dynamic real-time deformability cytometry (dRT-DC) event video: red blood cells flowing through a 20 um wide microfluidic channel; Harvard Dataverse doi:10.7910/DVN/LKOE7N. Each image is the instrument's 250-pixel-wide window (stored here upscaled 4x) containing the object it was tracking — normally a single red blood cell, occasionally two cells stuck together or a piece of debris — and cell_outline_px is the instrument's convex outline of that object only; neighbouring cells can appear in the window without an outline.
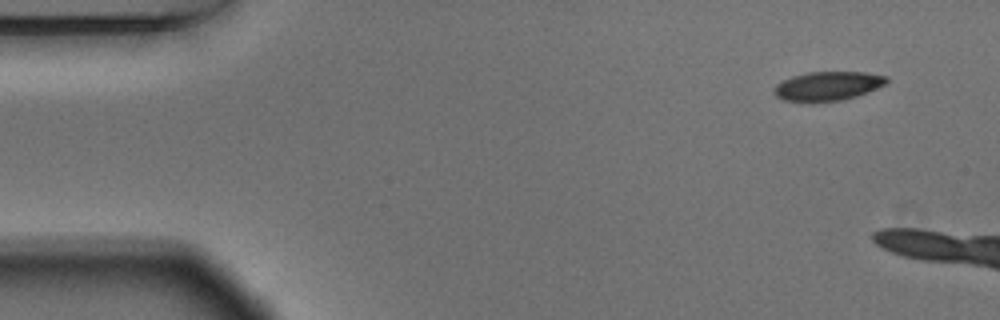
{"species": "Egyptian fruit bat (a non-hibernating species)", "species_latin": "Rousettus aegyptiacus", "temperature_condition": "warm", "stored_images_in_passage": 3, "camera_frame_rate_fps": 3000, "um_per_image_px": 0.085, "animal": {"sex": "male"}, "frame": {"image": 1, "passage_image": 1, "time_ms": 0.0, "image_size_px": [1000, 320], "cell_outline_px": [[888, 84], [868, 92], [856, 96], [840, 100], [784, 100], [776, 96], [772, 92], [772, 88], [776, 84], [792, 76], [808, 72], [868, 72], [888, 76]], "centroid_in_image_um": [70.41, 7.28], "position_along_channel_um": 14.6, "area_um2": 18.84}}